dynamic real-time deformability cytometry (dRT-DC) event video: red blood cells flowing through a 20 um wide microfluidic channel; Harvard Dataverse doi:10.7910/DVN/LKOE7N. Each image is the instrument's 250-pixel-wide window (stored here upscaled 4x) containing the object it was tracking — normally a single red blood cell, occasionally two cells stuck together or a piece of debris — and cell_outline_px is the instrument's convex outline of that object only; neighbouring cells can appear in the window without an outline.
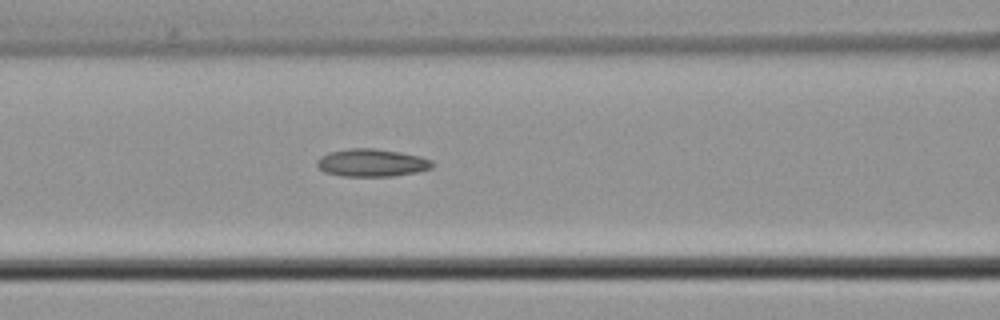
{"species": "common noctule bat (a hibernating species)", "species_latin": "Nyctalus noctula", "temperature_condition": "cold", "stored_images_in_passage": 7, "camera_frame_rate_fps": 3000, "um_per_image_px": 0.085, "animal": {"sex": "male", "body_mass_g": 21.5, "forearm_length_mm": 52.0}, "frame": {"image": 1, "passage_image": 7, "time_ms": 2.0, "image_size_px": [1000, 320], "cell_outline_px": [[432, 168], [416, 172], [392, 176], [340, 176], [324, 172], [316, 164], [316, 160], [320, 156], [328, 152], [348, 148], [376, 148], [400, 152], [420, 156], [432, 160]], "centroid_in_image_um": [31.56, 13.83], "position_along_channel_um": 135.0, "area_um2": 18.73}}